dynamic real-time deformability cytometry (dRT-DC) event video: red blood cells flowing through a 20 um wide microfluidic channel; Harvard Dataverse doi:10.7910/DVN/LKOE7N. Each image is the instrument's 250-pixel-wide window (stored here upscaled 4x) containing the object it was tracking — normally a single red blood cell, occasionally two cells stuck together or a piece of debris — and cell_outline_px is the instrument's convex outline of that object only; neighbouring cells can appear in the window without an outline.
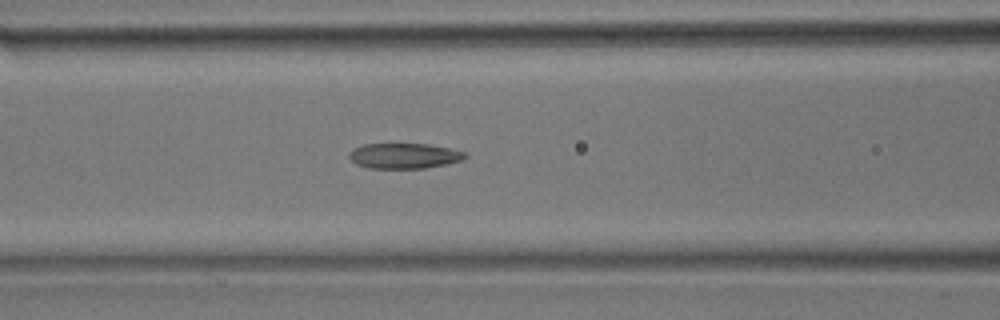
{"species": "common noctule bat (a hibernating species)", "species_latin": "Nyctalus noctula", "temperature_condition": "room temperature", "stored_images_in_passage": 33, "camera_frame_rate_fps": 3000, "um_per_image_px": 0.085, "animal": {"sex": "male", "body_mass_g": 17.9}, "frame": {"image": 1, "passage_image": 14, "time_ms": 4.333, "image_size_px": [1000, 320], "cell_outline_px": [[468, 156], [460, 160], [448, 164], [424, 168], [368, 168], [356, 164], [348, 156], [348, 152], [364, 144], [432, 144], [468, 152]], "centroid_in_image_um": [34.39, 13.24], "position_along_channel_um": 132.2, "area_um2": 17.22}}
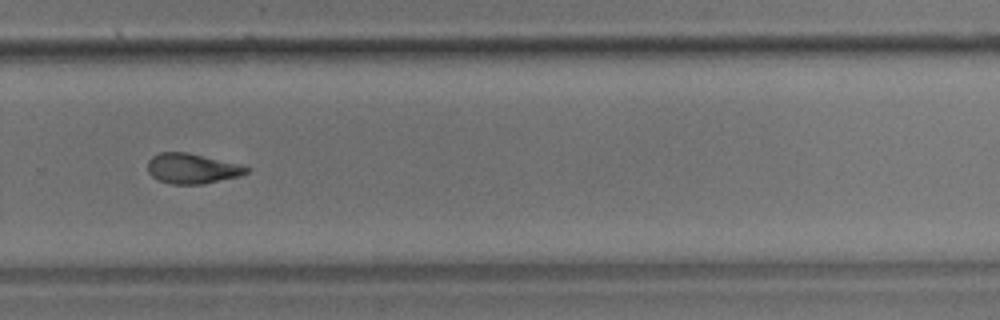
{"frame": {"image": 2, "passage_image": 25, "time_ms": 8.0, "image_size_px": [1000, 320], "cell_outline_px": [[248, 172], [240, 176], [204, 184], [172, 184], [160, 180], [152, 176], [148, 172], [148, 160], [152, 156], [160, 152], [188, 152], [236, 164], [248, 168]], "centroid_in_image_um": [16.29, 14.33], "position_along_channel_um": 313.5, "area_um2": 17.11}}
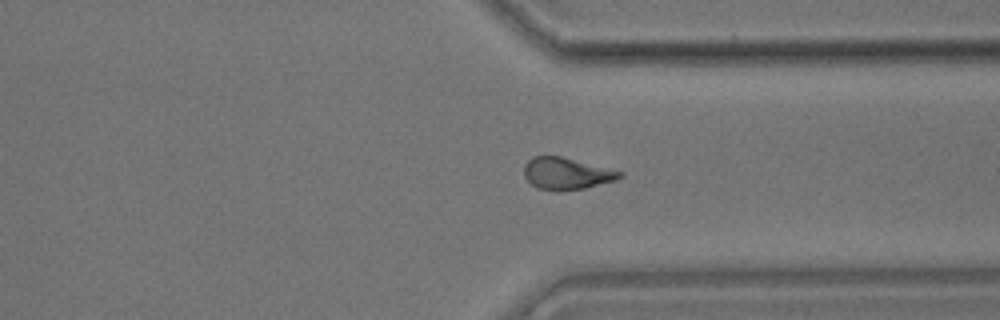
{"frame": {"image": 3, "passage_image": 28, "time_ms": 9.0, "image_size_px": [1000, 320], "cell_outline_px": [[624, 176], [616, 180], [584, 188], [536, 188], [524, 176], [524, 164], [532, 156], [560, 156], [624, 172]], "centroid_in_image_um": [48.16, 14.71], "position_along_channel_um": 363.2, "area_um2": 17.17}}